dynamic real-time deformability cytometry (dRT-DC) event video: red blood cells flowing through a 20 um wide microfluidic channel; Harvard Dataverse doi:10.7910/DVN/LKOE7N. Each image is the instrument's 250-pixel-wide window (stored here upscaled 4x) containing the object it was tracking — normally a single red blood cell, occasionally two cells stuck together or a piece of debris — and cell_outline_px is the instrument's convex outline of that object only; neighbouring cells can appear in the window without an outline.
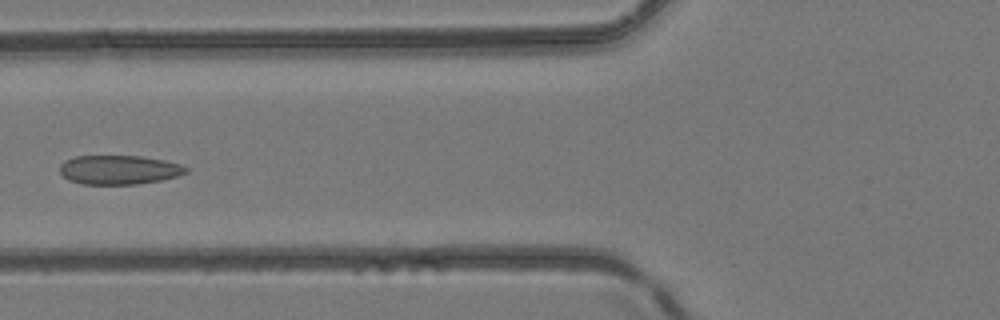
{"species": "common noctule bat (a hibernating species)", "species_latin": "Nyctalus noctula", "temperature_condition": "room temperature", "stored_images_in_passage": 5, "camera_frame_rate_fps": 3000, "um_per_image_px": 0.085, "animal": {"sex": "female", "body_mass_g": 24.6, "forearm_length_mm": 56.2}, "frame": {"image": 1, "passage_image": 5, "time_ms": 1.333, "image_size_px": [1000, 320], "cell_outline_px": [[188, 172], [180, 176], [160, 180], [136, 184], [80, 184], [68, 180], [60, 172], [60, 164], [64, 160], [76, 156], [140, 156], [164, 160], [180, 164], [188, 168]], "centroid_in_image_um": [10.11, 14.43], "position_along_channel_um": 115.7, "area_um2": 21.5}}